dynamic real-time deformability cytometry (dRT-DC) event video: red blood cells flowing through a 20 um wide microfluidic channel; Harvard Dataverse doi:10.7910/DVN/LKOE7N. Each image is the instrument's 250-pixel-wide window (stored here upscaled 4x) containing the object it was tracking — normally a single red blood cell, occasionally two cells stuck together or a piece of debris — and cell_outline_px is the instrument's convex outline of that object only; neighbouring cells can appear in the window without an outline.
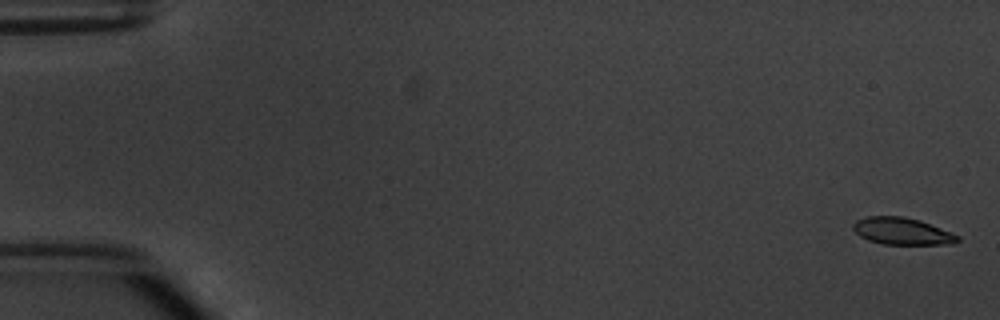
{"species": "common noctule bat (a hibernating species)", "species_latin": "Nyctalus noctula", "temperature_condition": "warm", "stored_images_in_passage": 5, "camera_frame_rate_fps": 3000, "um_per_image_px": 0.085, "animal": {"sex": "male", "body_mass_g": 20.1, "forearm_length_mm": 53.5}, "frame": {"image": 1, "passage_image": 1, "time_ms": 0.0, "image_size_px": [1000, 320], "cell_outline_px": [[960, 240], [952, 244], [884, 244], [868, 240], [860, 236], [852, 228], [852, 224], [856, 220], [868, 216], [904, 216], [920, 220], [952, 232], [960, 236]], "centroid_in_image_um": [76.69, 19.64], "position_along_channel_um": 8.3, "area_um2": 16.53}}
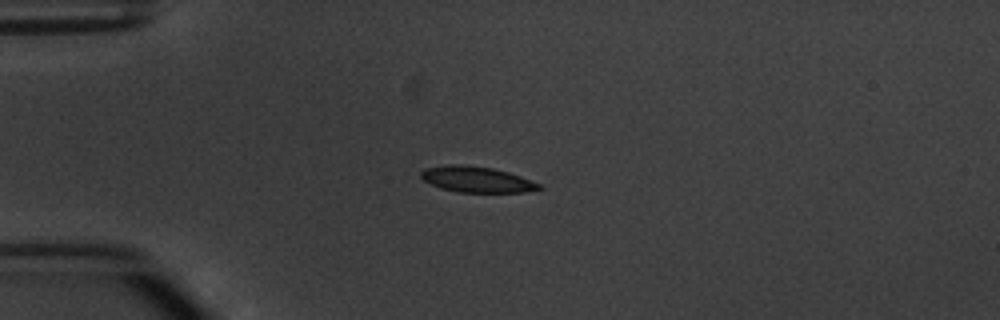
{"frame": {"image": 2, "passage_image": 4, "time_ms": 4.333, "image_size_px": [1000, 320], "cell_outline_px": [[544, 188], [524, 192], [456, 192], [440, 188], [424, 180], [420, 176], [420, 172], [424, 168], [448, 164], [460, 164], [492, 168], [508, 172], [520, 176], [540, 184]], "centroid_in_image_um": [40.49, 15.25], "position_along_channel_um": 44.5, "area_um2": 17.74}}